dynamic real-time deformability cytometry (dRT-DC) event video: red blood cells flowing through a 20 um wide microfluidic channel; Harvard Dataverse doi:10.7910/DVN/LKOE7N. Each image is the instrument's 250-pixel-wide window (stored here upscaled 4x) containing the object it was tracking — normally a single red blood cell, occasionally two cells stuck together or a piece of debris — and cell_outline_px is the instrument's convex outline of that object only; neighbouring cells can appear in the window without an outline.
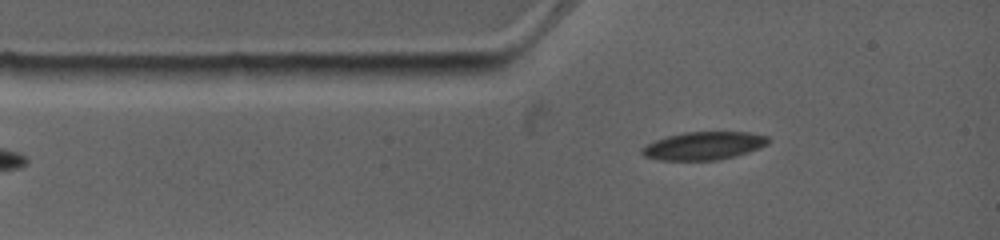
{"species": "common noctule bat (a hibernating species)", "species_latin": "Nyctalus noctula", "temperature_condition": "warm", "stored_images_in_passage": 4, "camera_frame_rate_fps": 4500, "um_per_image_px": 0.085, "animal": {"sex": "female", "body_mass_g": 19.0, "forearm_length_mm": 53.3}, "frame": {"image": 1, "passage_image": 4, "time_ms": 3.111, "image_size_px": [1000, 240], "cell_outline_px": [[772, 140], [768, 144], [760, 148], [736, 156], [716, 160], [660, 160], [644, 156], [640, 152], [644, 144], [664, 136], [684, 132], [748, 132], [768, 136]], "centroid_in_image_um": [59.81, 12.38], "position_along_channel_um": 25.2, "area_um2": 20.92}}